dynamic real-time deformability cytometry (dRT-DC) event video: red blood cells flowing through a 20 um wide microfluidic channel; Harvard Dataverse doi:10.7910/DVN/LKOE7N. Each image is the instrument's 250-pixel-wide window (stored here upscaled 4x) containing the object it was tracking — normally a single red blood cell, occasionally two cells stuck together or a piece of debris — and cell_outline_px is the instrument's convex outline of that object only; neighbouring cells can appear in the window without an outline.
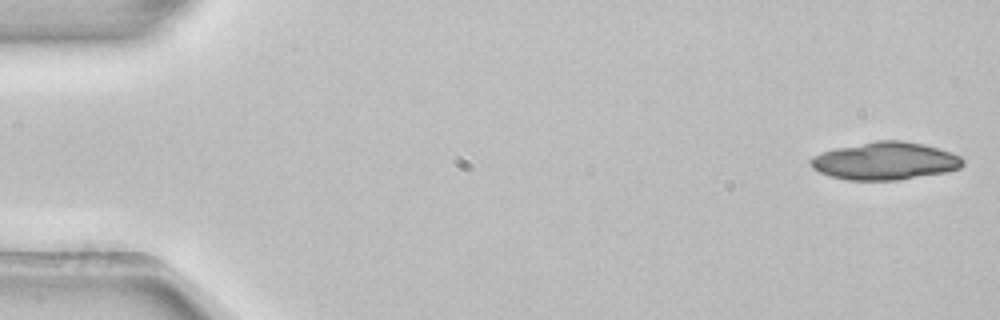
{"species": "common noctule bat (a hibernating species)", "species_latin": "Nyctalus noctula", "temperature_condition": "room temperature", "stored_images_in_passage": 3, "camera_frame_rate_fps": 3000, "um_per_image_px": 0.085, "animal": {"sex": "female", "body_mass_g": 22.7, "forearm_length_mm": 54.2}, "frame": {"image": 1, "passage_image": 1, "time_ms": 0.0, "image_size_px": [1000, 320], "cell_outline_px": [[964, 164], [960, 168], [944, 172], [900, 180], [848, 180], [832, 176], [820, 172], [812, 168], [808, 160], [812, 156], [820, 152], [836, 148], [876, 140], [904, 140], [924, 144], [960, 156], [964, 160]], "centroid_in_image_um": [75.2, 13.68], "position_along_channel_um": 9.8, "area_um2": 33.41}}